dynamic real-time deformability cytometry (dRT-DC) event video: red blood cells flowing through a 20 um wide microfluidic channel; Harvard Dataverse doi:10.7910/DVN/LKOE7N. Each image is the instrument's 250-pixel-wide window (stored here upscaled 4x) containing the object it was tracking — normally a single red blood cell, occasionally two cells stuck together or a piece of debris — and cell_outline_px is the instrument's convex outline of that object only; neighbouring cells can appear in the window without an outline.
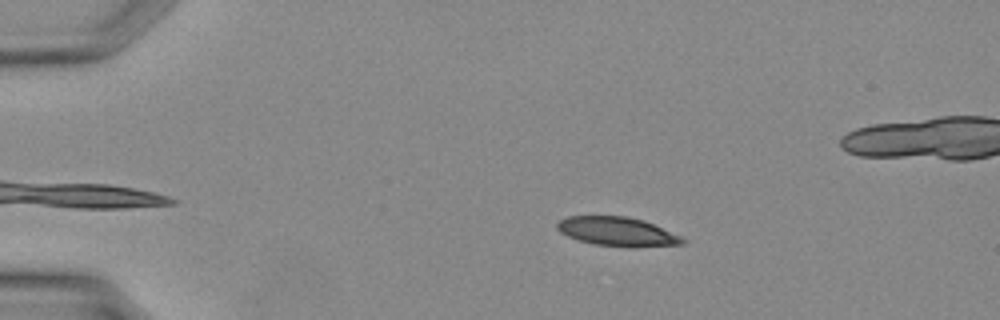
{"species": "Egyptian fruit bat (a non-hibernating species)", "species_latin": "Rousettus aegyptiacus", "temperature_condition": "warm", "stored_images_in_passage": 30, "camera_frame_rate_fps": 3000, "um_per_image_px": 0.085, "animal": {"sex": "female"}, "frame": {"image": 1, "passage_image": 5, "time_ms": 1.333, "image_size_px": [1000, 320], "cell_outline_px": [[688, 240], [684, 244], [636, 248], [596, 244], [580, 240], [568, 236], [560, 232], [556, 228], [556, 224], [560, 220], [568, 216], [624, 216], [644, 220], [680, 236]], "centroid_in_image_um": [52.5, 19.69], "position_along_channel_um": 32.5, "area_um2": 21.21}}
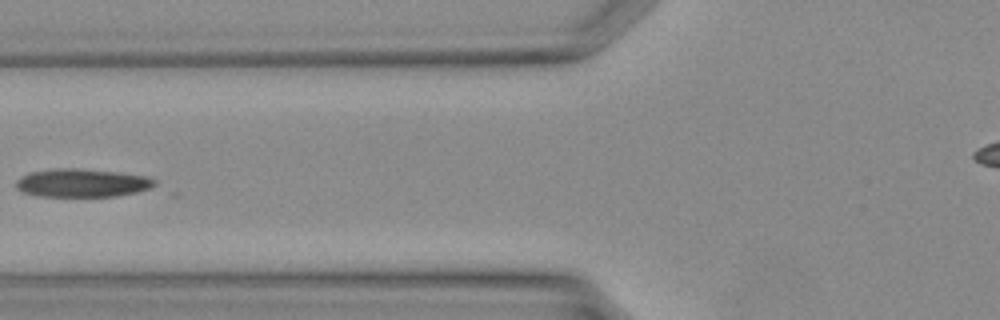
{"frame": {"image": 2, "passage_image": 13, "time_ms": 4.0, "image_size_px": [1000, 320], "cell_outline_px": [[156, 184], [148, 188], [136, 192], [116, 196], [40, 196], [24, 192], [16, 188], [16, 180], [20, 176], [28, 172], [56, 168], [76, 168], [116, 172], [148, 176], [156, 180]], "centroid_in_image_um": [6.95, 15.54], "position_along_channel_um": 118.9, "area_um2": 22.77}}